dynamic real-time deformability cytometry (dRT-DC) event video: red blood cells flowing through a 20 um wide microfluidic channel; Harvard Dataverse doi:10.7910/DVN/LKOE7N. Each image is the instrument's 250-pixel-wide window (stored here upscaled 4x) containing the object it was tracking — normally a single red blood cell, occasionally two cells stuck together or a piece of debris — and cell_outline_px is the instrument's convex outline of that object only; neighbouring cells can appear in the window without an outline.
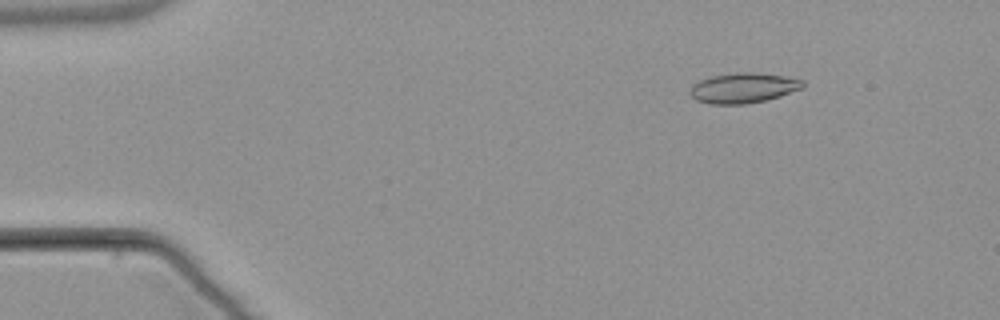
{"species": "common noctule bat (a hibernating species)", "species_latin": "Nyctalus noctula", "temperature_condition": "warm", "stored_images_in_passage": 5, "camera_frame_rate_fps": 3000, "um_per_image_px": 0.085, "animal": {"sex": "male", "body_mass_g": 21.5, "forearm_length_mm": 52.0}, "frame": {"image": 1, "passage_image": 2, "time_ms": 2.0, "image_size_px": [1000, 320], "cell_outline_px": [[804, 88], [780, 96], [764, 100], [744, 104], [708, 104], [696, 100], [688, 92], [692, 84], [700, 80], [712, 76], [736, 72], [756, 72], [784, 76], [804, 80]], "centroid_in_image_um": [63.17, 7.47], "position_along_channel_um": 21.8, "area_um2": 19.94}}
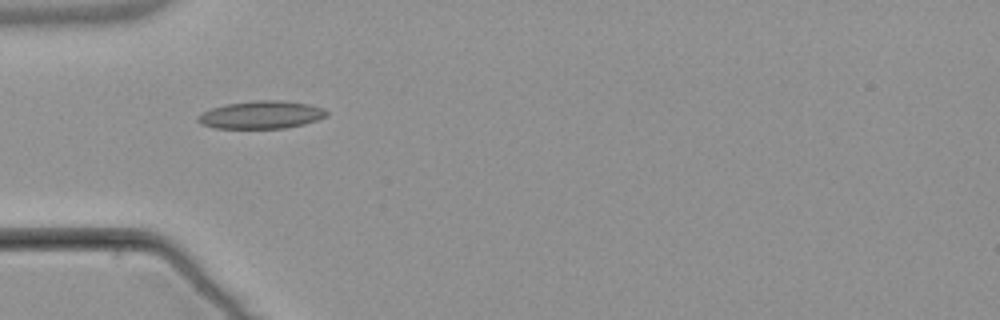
{"frame": {"image": 2, "passage_image": 4, "time_ms": 5.333, "image_size_px": [1000, 320], "cell_outline_px": [[328, 116], [304, 124], [284, 128], [216, 128], [200, 124], [196, 120], [196, 116], [212, 108], [228, 104], [256, 100], [280, 100], [308, 104], [324, 108], [328, 112]], "centroid_in_image_um": [22.21, 9.76], "position_along_channel_um": 62.8, "area_um2": 20.75}}
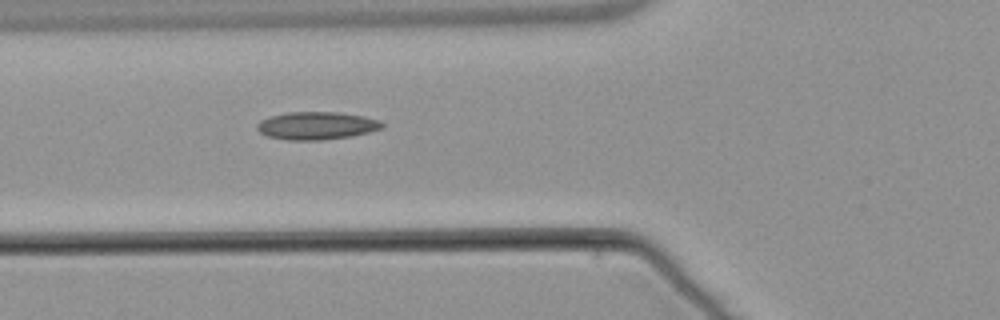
{"frame": {"image": 3, "passage_image": 5, "time_ms": 6.333, "image_size_px": [1000, 320], "cell_outline_px": [[384, 128], [352, 136], [324, 140], [288, 140], [268, 136], [260, 132], [256, 128], [256, 124], [260, 120], [268, 116], [288, 112], [336, 112], [360, 116], [380, 120], [384, 124]], "centroid_in_image_um": [26.89, 10.68], "position_along_channel_um": 98.9, "area_um2": 20.29}}